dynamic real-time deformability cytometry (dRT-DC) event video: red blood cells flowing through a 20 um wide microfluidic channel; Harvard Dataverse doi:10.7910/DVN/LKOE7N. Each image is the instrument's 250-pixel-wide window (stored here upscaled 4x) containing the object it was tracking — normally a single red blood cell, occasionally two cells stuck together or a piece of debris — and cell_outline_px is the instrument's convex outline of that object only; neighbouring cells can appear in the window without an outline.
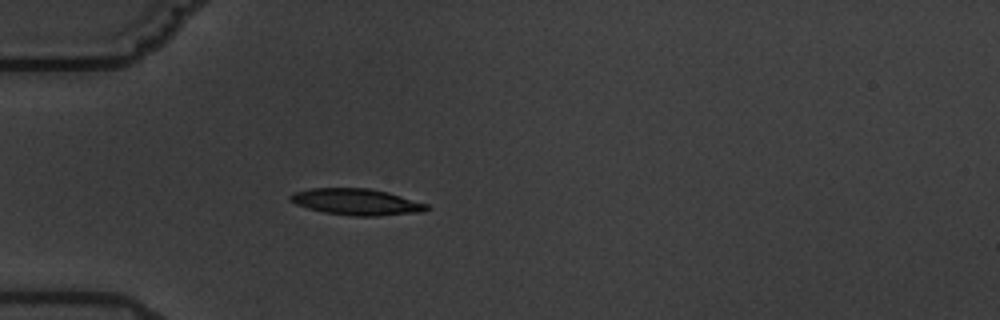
{"species": "common noctule bat (a hibernating species)", "species_latin": "Nyctalus noctula", "temperature_condition": "warm", "stored_images_in_passage": 4, "camera_frame_rate_fps": 3000, "um_per_image_px": 0.085, "animal": {"sex": "male", "body_mass_g": 19.5, "forearm_length_mm": 54.6}, "frame": {"image": 1, "passage_image": 4, "time_ms": 3.333, "image_size_px": [1000, 320], "cell_outline_px": [[432, 208], [424, 212], [380, 216], [356, 216], [324, 212], [308, 208], [296, 204], [288, 200], [288, 196], [292, 192], [308, 188], [368, 188], [388, 192], [428, 204]], "centroid_in_image_um": [30.31, 17.16], "position_along_channel_um": 54.7, "area_um2": 21.21}}